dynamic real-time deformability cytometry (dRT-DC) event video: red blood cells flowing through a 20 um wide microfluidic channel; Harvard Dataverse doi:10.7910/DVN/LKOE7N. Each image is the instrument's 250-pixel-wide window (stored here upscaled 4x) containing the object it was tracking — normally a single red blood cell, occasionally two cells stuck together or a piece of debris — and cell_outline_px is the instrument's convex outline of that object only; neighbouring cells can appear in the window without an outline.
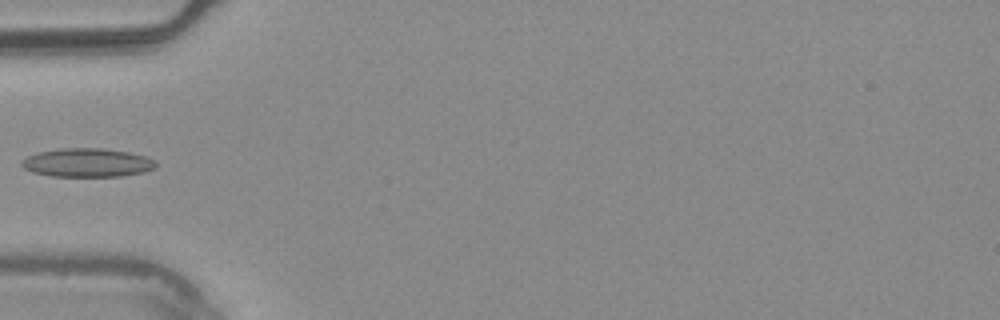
{"species": "common noctule bat (a hibernating species)", "species_latin": "Nyctalus noctula", "temperature_condition": "warm", "stored_images_in_passage": 5, "camera_frame_rate_fps": 3000, "um_per_image_px": 0.085, "animal": {"sex": "male", "body_mass_g": 20.4}, "frame": {"image": 1, "passage_image": 5, "time_ms": 1.333, "image_size_px": [1000, 320], "cell_outline_px": [[156, 168], [144, 172], [120, 176], [52, 176], [32, 172], [24, 168], [20, 164], [20, 160], [28, 156], [40, 152], [60, 148], [100, 148], [128, 152], [144, 156], [156, 160]], "centroid_in_image_um": [7.41, 13.83], "position_along_channel_um": 77.6, "area_um2": 22.37}}